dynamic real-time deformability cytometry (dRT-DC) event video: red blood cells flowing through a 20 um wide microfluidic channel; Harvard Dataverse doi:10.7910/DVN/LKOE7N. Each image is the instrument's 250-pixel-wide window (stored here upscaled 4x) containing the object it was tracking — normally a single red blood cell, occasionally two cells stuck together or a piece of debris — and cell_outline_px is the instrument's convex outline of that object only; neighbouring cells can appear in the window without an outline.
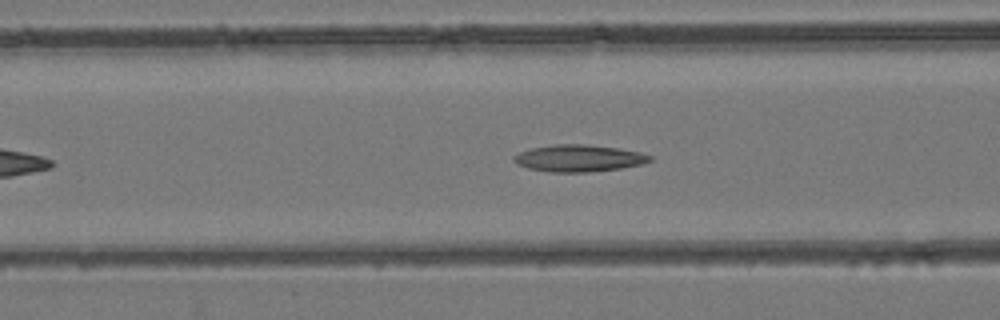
{"species": "common noctule bat (a hibernating species)", "species_latin": "Nyctalus noctula", "temperature_condition": "room temperature", "stored_images_in_passage": 41, "camera_frame_rate_fps": 3000, "um_per_image_px": 0.085, "animal": {"sex": "female", "body_mass_g": 24.6, "forearm_length_mm": 56.2}, "frame": {"image": 1, "passage_image": 11, "time_ms": 3.333, "image_size_px": [1000, 320], "cell_outline_px": [[652, 160], [644, 164], [620, 168], [588, 172], [552, 172], [528, 168], [516, 164], [512, 160], [512, 156], [520, 152], [532, 148], [556, 144], [584, 144], [616, 148], [640, 152], [652, 156]], "centroid_in_image_um": [49.19, 13.45], "position_along_channel_um": 117.4, "area_um2": 21.27}}
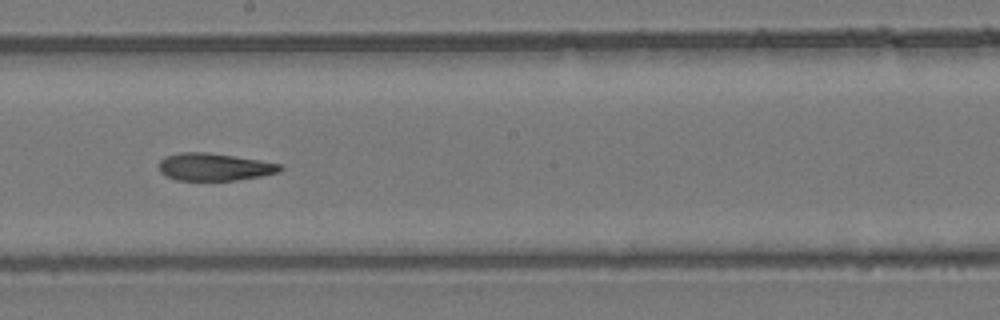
{"frame": {"image": 2, "passage_image": 19, "time_ms": 6.0, "image_size_px": [1000, 320], "cell_outline_px": [[284, 168], [280, 172], [260, 176], [236, 180], [176, 180], [160, 172], [160, 160], [164, 156], [180, 152], [208, 152], [260, 160], [280, 164]], "centroid_in_image_um": [18.22, 14.18], "position_along_channel_um": 230.0, "area_um2": 19.36}}
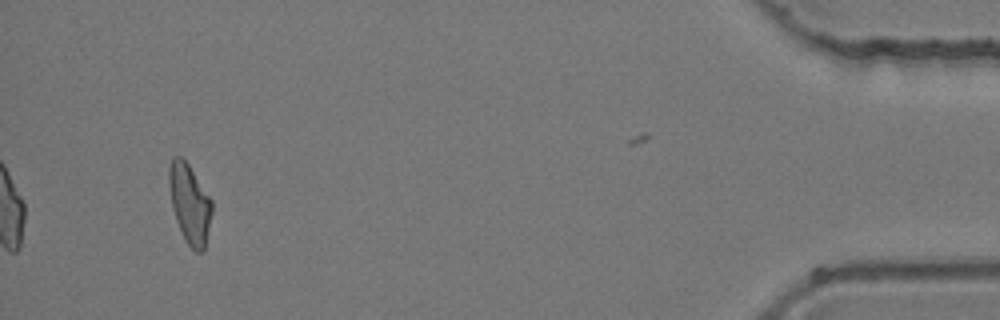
{"frame": {"image": 3, "passage_image": 38, "time_ms": 12.333, "image_size_px": [1000, 320], "cell_outline_px": [[212, 212], [204, 252], [196, 252], [188, 244], [176, 220], [172, 208], [168, 184], [168, 168], [172, 156], [180, 156], [188, 164], [212, 200]], "centroid_in_image_um": [16.11, 17.29], "position_along_channel_um": 419.1, "area_um2": 19.77}}